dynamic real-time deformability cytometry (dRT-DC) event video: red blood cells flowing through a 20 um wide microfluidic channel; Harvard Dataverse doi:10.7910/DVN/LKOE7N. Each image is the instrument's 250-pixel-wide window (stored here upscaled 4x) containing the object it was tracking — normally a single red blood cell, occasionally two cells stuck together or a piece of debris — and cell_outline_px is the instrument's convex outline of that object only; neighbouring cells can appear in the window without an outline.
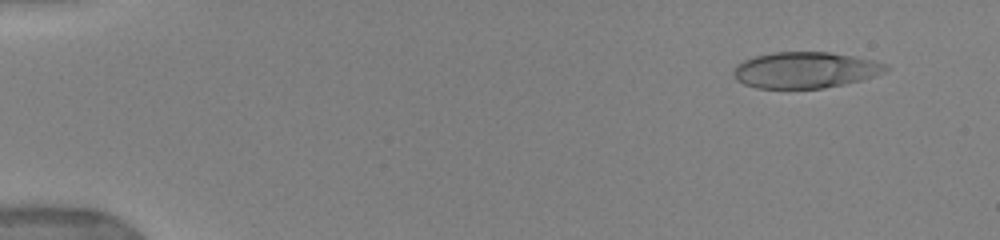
{"species": "human", "species_latin": "Homo sapiens", "temperature_condition": "warm", "stored_images_in_passage": 15, "camera_frame_rate_fps": 3000, "um_per_image_px": 0.085, "donor": {"sex": "female"}, "frame": {"image": 1, "passage_image": 3, "time_ms": 1.0, "image_size_px": [1000, 240], "cell_outline_px": [[888, 68], [884, 72], [860, 80], [844, 84], [824, 88], [756, 88], [744, 84], [736, 80], [736, 64], [744, 60], [756, 56], [772, 52], [828, 52], [852, 56], [872, 60], [888, 64]], "centroid_in_image_um": [68.45, 5.95], "position_along_channel_um": 16.6, "area_um2": 31.73}}
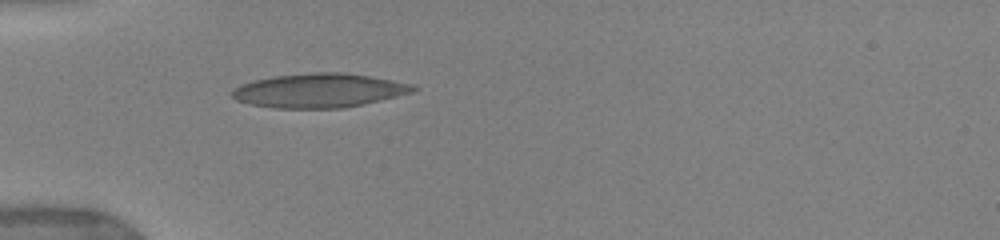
{"frame": {"image": 2, "passage_image": 9, "time_ms": 5.0, "image_size_px": [1000, 240], "cell_outline_px": [[420, 88], [412, 92], [364, 104], [344, 108], [272, 108], [248, 104], [236, 100], [232, 96], [232, 88], [240, 84], [272, 76], [312, 72], [344, 72], [416, 84]], "centroid_in_image_um": [27.12, 7.69], "position_along_channel_um": 57.9, "area_um2": 36.18}}